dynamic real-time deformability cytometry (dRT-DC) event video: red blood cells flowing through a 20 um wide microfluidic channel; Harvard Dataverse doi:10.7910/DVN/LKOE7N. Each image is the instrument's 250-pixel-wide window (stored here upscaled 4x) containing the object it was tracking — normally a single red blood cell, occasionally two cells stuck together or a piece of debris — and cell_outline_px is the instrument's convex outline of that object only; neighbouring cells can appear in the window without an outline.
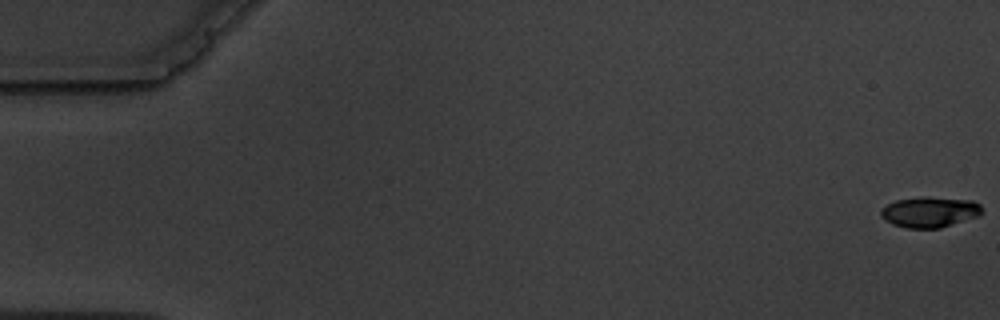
{"species": "common noctule bat (a hibernating species)", "species_latin": "Nyctalus noctula", "temperature_condition": "warm", "stored_images_in_passage": 5, "camera_frame_rate_fps": 3000, "um_per_image_px": 0.085, "animal": {"sex": "male", "body_mass_g": 19.5, "forearm_length_mm": 54.6}, "frame": {"image": 1, "passage_image": 1, "time_ms": 0.0, "image_size_px": [1000, 320], "cell_outline_px": [[984, 212], [980, 216], [940, 228], [908, 228], [892, 224], [880, 216], [880, 208], [896, 200], [924, 196], [972, 200], [980, 204]], "centroid_in_image_um": [79.05, 18.01], "position_along_channel_um": 5.9, "area_um2": 18.26}}
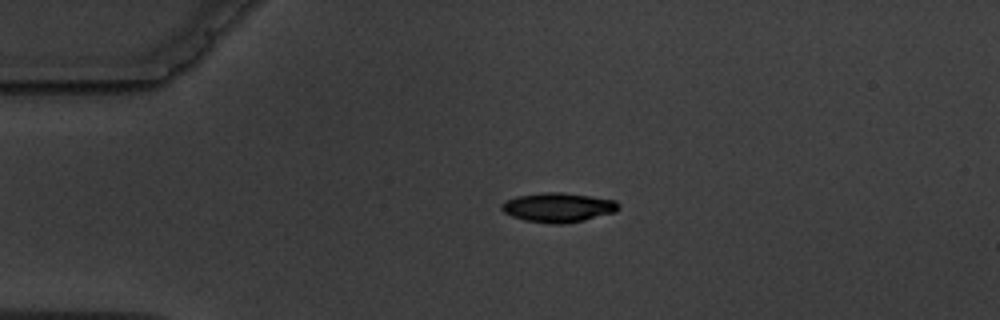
{"frame": {"image": 2, "passage_image": 4, "time_ms": 4.333, "image_size_px": [1000, 320], "cell_outline_px": [[620, 208], [616, 212], [584, 220], [560, 224], [552, 224], [524, 220], [512, 216], [504, 212], [500, 208], [500, 204], [504, 200], [516, 196], [540, 192], [560, 192], [616, 200], [620, 204]], "centroid_in_image_um": [47.42, 17.62], "position_along_channel_um": 37.6, "area_um2": 20.17}}